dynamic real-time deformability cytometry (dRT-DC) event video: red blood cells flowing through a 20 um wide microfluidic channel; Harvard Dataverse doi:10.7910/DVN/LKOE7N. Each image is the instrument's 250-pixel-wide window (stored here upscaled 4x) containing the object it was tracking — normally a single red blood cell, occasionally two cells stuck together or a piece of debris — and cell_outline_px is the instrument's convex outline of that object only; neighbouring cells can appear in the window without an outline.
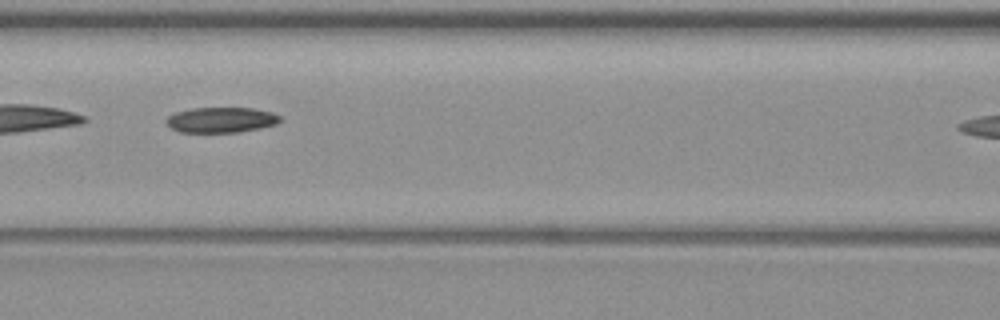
{"species": "common noctule bat (a hibernating species)", "species_latin": "Nyctalus noctula", "temperature_condition": "warm", "stored_images_in_passage": 7, "camera_frame_rate_fps": 3000, "um_per_image_px": 0.085, "animal": {"sex": "female", "body_mass_g": 19.3, "forearm_length_mm": 54.1}, "frame": {"image": 1, "passage_image": 6, "time_ms": 6.0, "image_size_px": [1000, 320], "cell_outline_px": [[280, 120], [276, 124], [260, 128], [240, 132], [180, 132], [172, 128], [164, 120], [168, 116], [176, 112], [192, 108], [252, 108], [272, 112], [280, 116]], "centroid_in_image_um": [18.79, 10.19], "position_along_channel_um": 147.8, "area_um2": 16.76}}